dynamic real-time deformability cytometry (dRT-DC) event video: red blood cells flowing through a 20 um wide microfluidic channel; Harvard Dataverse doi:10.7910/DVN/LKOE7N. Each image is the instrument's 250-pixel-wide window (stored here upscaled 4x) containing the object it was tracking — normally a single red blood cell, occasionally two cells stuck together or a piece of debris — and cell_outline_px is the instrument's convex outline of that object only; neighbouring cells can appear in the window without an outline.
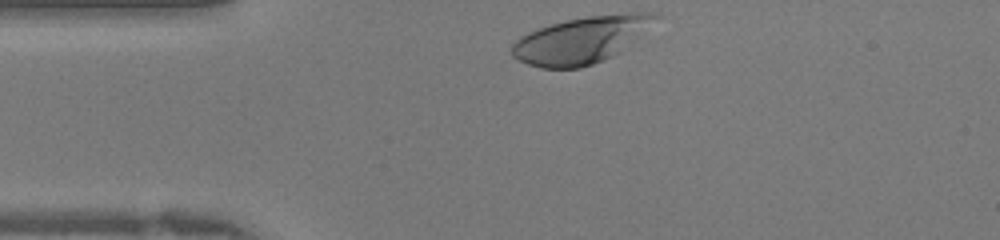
{"species": "human", "species_latin": "Homo sapiens", "temperature_condition": "warm", "stored_images_in_passage": 26, "camera_frame_rate_fps": 3000, "um_per_image_px": 0.085, "donor": {"sex": "female"}, "frame": {"image": 1, "passage_image": 1, "time_ms": 0.0, "image_size_px": [1000, 240], "cell_outline_px": [[660, 16], [620, 52], [604, 60], [580, 68], [540, 68], [528, 64], [512, 56], [512, 44], [520, 36], [528, 32], [552, 24], [568, 20], [588, 16], [628, 12], [652, 12]], "centroid_in_image_um": [49.38, 3.4], "position_along_channel_um": 35.6, "area_um2": 38.49}}
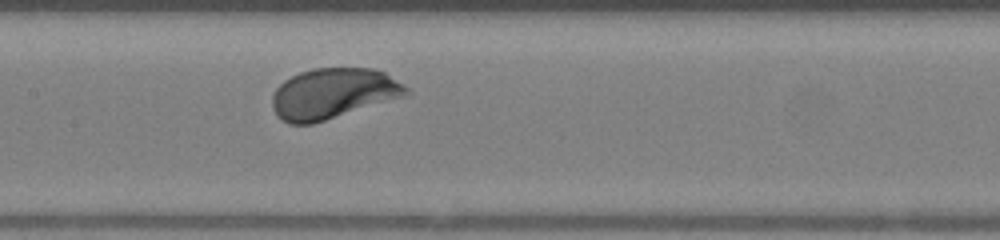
{"frame": {"image": 2, "passage_image": 12, "time_ms": 3.667, "image_size_px": [1000, 240], "cell_outline_px": [[412, 92], [404, 96], [312, 124], [288, 124], [280, 120], [276, 116], [272, 108], [272, 96], [276, 88], [284, 80], [300, 72], [312, 68], [372, 68], [384, 72], [408, 88]], "centroid_in_image_um": [28.26, 7.95], "position_along_channel_um": 179.1, "area_um2": 39.36}}
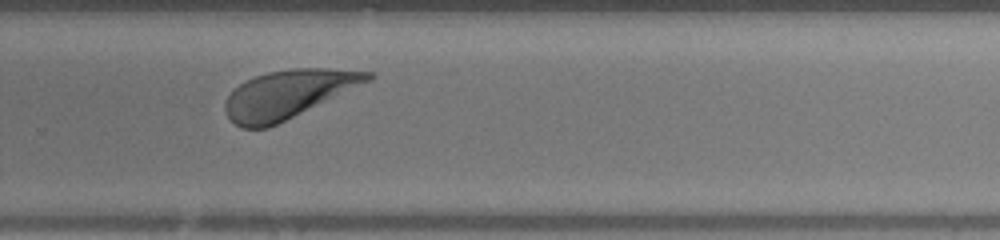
{"frame": {"image": 3, "passage_image": 20, "time_ms": 6.333, "image_size_px": [1000, 240], "cell_outline_px": [[376, 76], [372, 80], [268, 128], [240, 128], [224, 112], [224, 100], [240, 84], [256, 76], [268, 72], [292, 68], [328, 68], [376, 72]], "centroid_in_image_um": [24.51, 7.99], "position_along_channel_um": 305.3, "area_um2": 39.77}}